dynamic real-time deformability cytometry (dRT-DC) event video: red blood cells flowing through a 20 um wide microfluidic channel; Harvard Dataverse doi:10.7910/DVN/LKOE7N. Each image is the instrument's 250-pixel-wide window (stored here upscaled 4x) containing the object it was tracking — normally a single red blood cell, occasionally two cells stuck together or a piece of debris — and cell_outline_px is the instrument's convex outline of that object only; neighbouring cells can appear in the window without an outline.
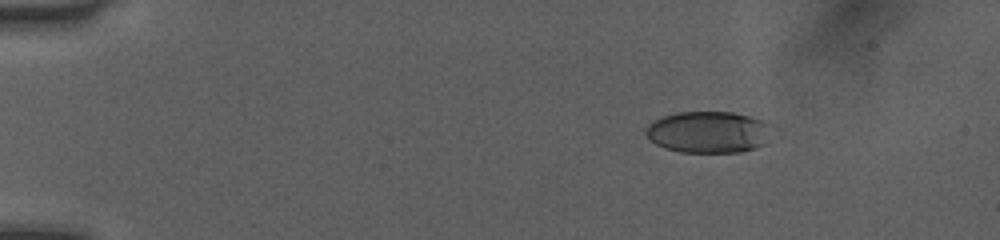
{"species": "human", "species_latin": "Homo sapiens", "temperature_condition": "room temperature", "stored_images_in_passage": 15, "camera_frame_rate_fps": 3000, "um_per_image_px": 0.085, "donor": {"sex": "female"}, "frame": {"image": 1, "passage_image": 9, "time_ms": 2.667, "image_size_px": [1000, 240], "cell_outline_px": [[764, 144], [756, 148], [740, 152], [680, 152], [664, 148], [648, 140], [644, 132], [648, 124], [664, 116], [676, 112], [732, 112], [748, 116], [760, 120], [764, 124]], "centroid_in_image_um": [60.06, 11.24], "position_along_channel_um": 24.9, "area_um2": 29.88}}